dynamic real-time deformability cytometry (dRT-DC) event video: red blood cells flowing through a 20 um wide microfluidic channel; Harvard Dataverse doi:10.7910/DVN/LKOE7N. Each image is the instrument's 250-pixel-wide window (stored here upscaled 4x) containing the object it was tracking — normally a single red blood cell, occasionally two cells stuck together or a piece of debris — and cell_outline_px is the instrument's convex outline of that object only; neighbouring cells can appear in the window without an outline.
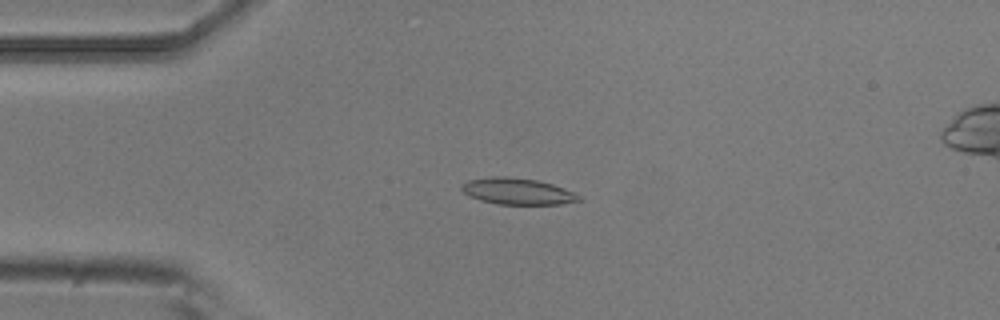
{"species": "common noctule bat (a hibernating species)", "species_latin": "Nyctalus noctula", "temperature_condition": "room temperature", "stored_images_in_passage": 3, "camera_frame_rate_fps": 3000, "um_per_image_px": 0.085, "animal": {"sex": "male", "body_mass_g": 20.5, "forearm_length_mm": 52.5}, "frame": {"image": 1, "passage_image": 1, "time_ms": 0.0, "image_size_px": [1000, 320], "cell_outline_px": [[584, 200], [560, 204], [500, 204], [480, 200], [468, 196], [460, 188], [460, 184], [468, 180], [492, 176], [508, 176], [536, 180], [552, 184], [576, 192]], "centroid_in_image_um": [43.99, 16.25], "position_along_channel_um": 41.0, "area_um2": 18.21}}